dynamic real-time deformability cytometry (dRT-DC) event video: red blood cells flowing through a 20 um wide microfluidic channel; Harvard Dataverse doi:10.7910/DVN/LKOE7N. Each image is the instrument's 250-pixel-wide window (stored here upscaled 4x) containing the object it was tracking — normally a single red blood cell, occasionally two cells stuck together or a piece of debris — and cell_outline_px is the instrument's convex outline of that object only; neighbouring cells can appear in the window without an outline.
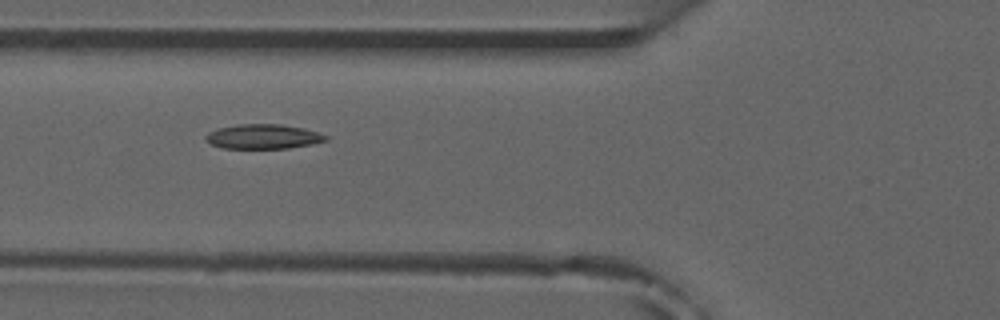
{"species": "common noctule bat (a hibernating species)", "species_latin": "Nyctalus noctula", "temperature_condition": "room temperature", "stored_images_in_passage": 8, "camera_frame_rate_fps": 3000, "um_per_image_px": 0.085, "animal": {"sex": "male", "forearm_length_mm": 52.5}, "frame": {"image": 1, "passage_image": 6, "time_ms": 5.667, "image_size_px": [1000, 320], "cell_outline_px": [[328, 140], [312, 144], [288, 148], [224, 148], [212, 144], [204, 136], [208, 132], [220, 128], [240, 124], [280, 124], [300, 128], [316, 132], [328, 136]], "centroid_in_image_um": [22.38, 11.61], "position_along_channel_um": 103.4, "area_um2": 16.88}}
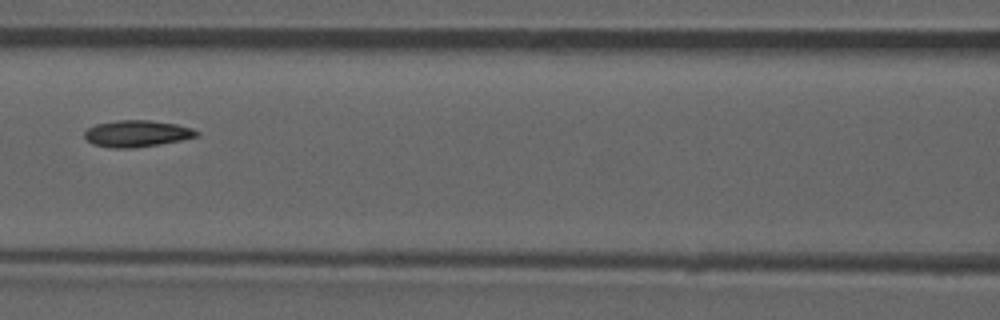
{"frame": {"image": 2, "passage_image": 7, "time_ms": 7.0, "image_size_px": [1000, 320], "cell_outline_px": [[200, 136], [180, 140], [156, 144], [128, 148], [112, 148], [92, 144], [84, 136], [84, 132], [88, 128], [96, 124], [116, 120], [148, 120], [176, 124], [192, 128], [200, 132]], "centroid_in_image_um": [11.63, 11.34], "position_along_channel_um": 155.0, "area_um2": 17.22}}